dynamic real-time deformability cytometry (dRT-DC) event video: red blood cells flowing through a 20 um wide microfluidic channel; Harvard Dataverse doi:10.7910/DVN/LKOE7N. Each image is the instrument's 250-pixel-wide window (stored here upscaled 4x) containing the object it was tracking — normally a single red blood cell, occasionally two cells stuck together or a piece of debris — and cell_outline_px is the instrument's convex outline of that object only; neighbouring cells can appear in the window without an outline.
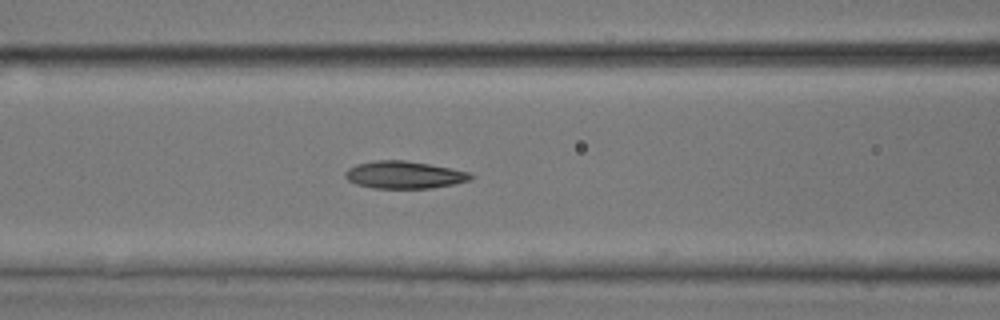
{"species": "common noctule bat (a hibernating species)", "species_latin": "Nyctalus noctula", "temperature_condition": "room temperature", "stored_images_in_passage": 9, "camera_frame_rate_fps": 3000, "um_per_image_px": 0.085, "animal": {"sex": "male", "body_mass_g": 17.9, "forearm_length_mm": 54.2}, "frame": {"image": 1, "passage_image": 7, "time_ms": 2.0, "image_size_px": [1000, 320], "cell_outline_px": [[472, 176], [468, 180], [452, 184], [432, 188], [372, 188], [356, 184], [348, 180], [344, 176], [344, 172], [348, 168], [356, 164], [376, 160], [404, 160], [452, 168], [468, 172]], "centroid_in_image_um": [34.29, 14.86], "position_along_channel_um": 132.3, "area_um2": 19.88}}